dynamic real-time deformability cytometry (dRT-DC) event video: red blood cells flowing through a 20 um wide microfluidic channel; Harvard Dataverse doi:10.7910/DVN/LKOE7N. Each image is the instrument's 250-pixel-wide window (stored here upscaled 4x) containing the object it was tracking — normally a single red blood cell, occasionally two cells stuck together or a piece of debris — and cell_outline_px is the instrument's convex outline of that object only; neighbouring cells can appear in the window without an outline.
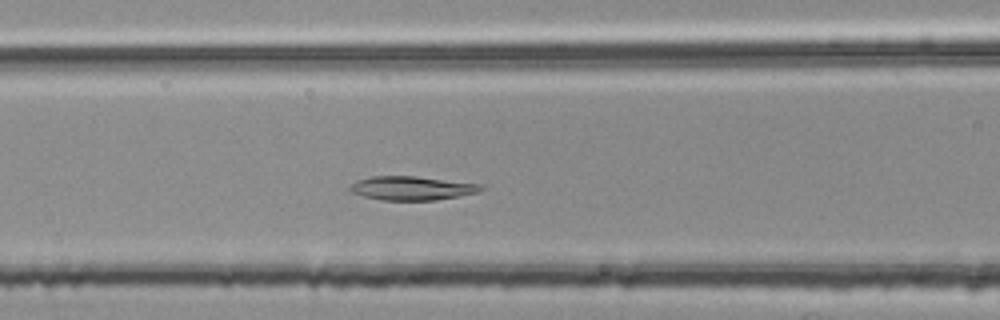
{"species": "common noctule bat (a hibernating species)", "species_latin": "Nyctalus noctula", "temperature_condition": "room temperature", "stored_images_in_passage": 45, "camera_frame_rate_fps": 3000, "um_per_image_px": 0.085, "animal": {"sex": "female", "body_mass_g": 25.1}, "frame": {"image": 1, "passage_image": 16, "time_ms": 5.0, "image_size_px": [1000, 320], "cell_outline_px": [[484, 188], [480, 192], [436, 200], [380, 200], [364, 196], [352, 192], [348, 188], [356, 180], [372, 176], [416, 176], [484, 184]], "centroid_in_image_um": [35.04, 15.99], "position_along_channel_um": 131.6, "area_um2": 18.32}}
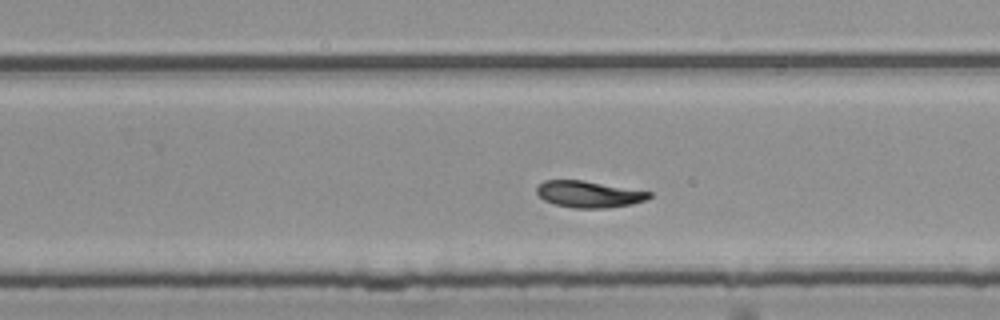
{"frame": {"image": 2, "passage_image": 28, "time_ms": 9.0, "image_size_px": [1000, 320], "cell_outline_px": [[652, 196], [644, 200], [632, 204], [608, 208], [572, 208], [552, 204], [544, 200], [536, 192], [536, 188], [544, 180], [584, 180], [652, 192]], "centroid_in_image_um": [50.04, 16.51], "position_along_channel_um": 279.8, "area_um2": 17.51}}
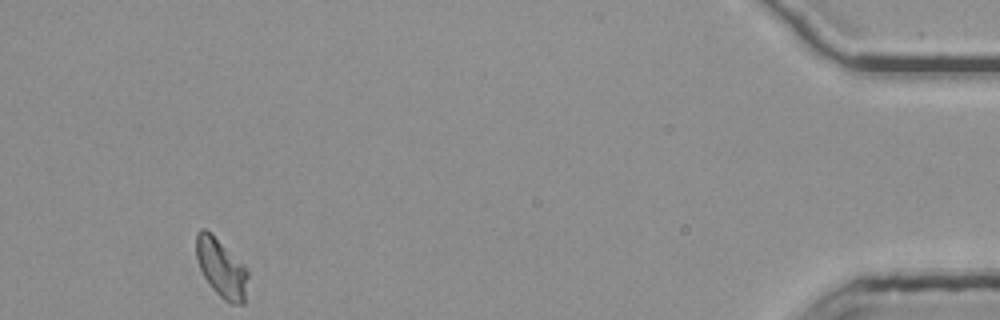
{"frame": {"image": 3, "passage_image": 45, "time_ms": 14.667, "image_size_px": [1000, 320], "cell_outline_px": [[248, 276], [244, 304], [232, 304], [224, 300], [212, 288], [204, 276], [200, 268], [196, 256], [196, 232], [200, 228], [204, 228], [212, 232], [244, 264], [248, 272]], "centroid_in_image_um": [18.81, 22.74], "position_along_channel_um": 416.4, "area_um2": 17.8}, "authors_computed_cell_mechanics": {"area_um2": 17.918, "velocity_mm_per_s": 3.7206, "shape_relaxation_time_tau1_ms": 8.6766, "shape_relaxation_time_tau2_ms": null, "deformation_change_tau1": 0.173, "deformation_change_tau2": null}}